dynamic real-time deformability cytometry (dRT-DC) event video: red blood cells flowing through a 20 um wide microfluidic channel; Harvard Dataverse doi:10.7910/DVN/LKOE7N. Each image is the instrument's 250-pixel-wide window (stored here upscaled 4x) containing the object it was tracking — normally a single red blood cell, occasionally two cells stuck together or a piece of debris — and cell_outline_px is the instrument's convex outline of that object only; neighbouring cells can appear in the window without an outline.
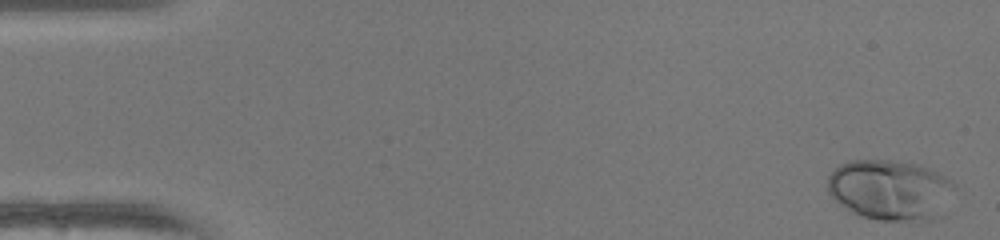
{"species": "human", "species_latin": "Homo sapiens", "temperature_condition": "warm", "stored_images_in_passage": 49, "camera_frame_rate_fps": 3000, "um_per_image_px": 0.085, "donor": {"sex": "female"}, "frame": {"image": 1, "passage_image": 1, "time_ms": 0.0, "image_size_px": [1000, 240], "cell_outline_px": [[956, 184], [932, 220], [920, 224], [916, 224], [880, 220], [860, 216], [848, 212], [828, 192], [828, 176], [840, 164], [852, 160], [888, 160], [916, 164], [936, 172], [952, 180]], "centroid_in_image_um": [75.61, 16.18], "position_along_channel_um": 9.4, "area_um2": 44.68}}
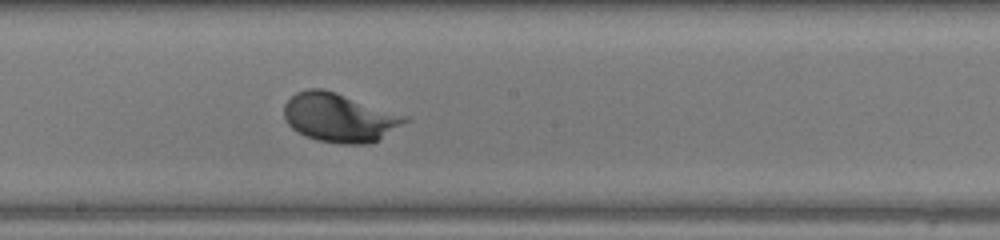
{"frame": {"image": 2, "passage_image": 27, "time_ms": 8.667, "image_size_px": [1000, 240], "cell_outline_px": [[408, 120], [376, 140], [368, 144], [340, 144], [316, 140], [304, 136], [292, 128], [288, 124], [284, 116], [284, 104], [296, 92], [308, 88], [324, 88], [408, 116]], "centroid_in_image_um": [28.79, 9.98], "position_along_channel_um": 219.4, "area_um2": 34.16}}
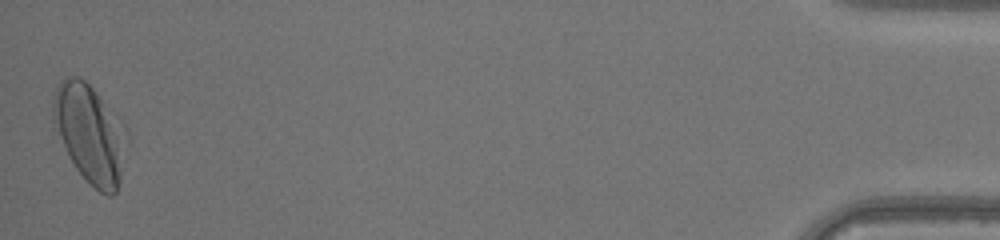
{"frame": {"image": 3, "passage_image": 49, "time_ms": 16.0, "image_size_px": [1000, 240], "cell_outline_px": [[120, 180], [116, 192], [112, 196], [108, 196], [100, 192], [76, 168], [68, 156], [60, 136], [52, 112], [52, 96], [60, 80], [64, 76], [80, 76], [92, 88], [100, 100], [112, 124], [116, 144], [120, 172]], "centroid_in_image_um": [7.38, 11.33], "position_along_channel_um": 427.8, "area_um2": 37.22}, "authors_computed_cell_mechanics": {"area_um2": 33.1772, "velocity_mm_per_s": 4.1553, "shape_relaxation_time_tau1_ms": 1.6562, "shape_relaxation_time_tau2_ms": null, "deformation_change_tau1": 0.1538, "deformation_change_tau2": null}}